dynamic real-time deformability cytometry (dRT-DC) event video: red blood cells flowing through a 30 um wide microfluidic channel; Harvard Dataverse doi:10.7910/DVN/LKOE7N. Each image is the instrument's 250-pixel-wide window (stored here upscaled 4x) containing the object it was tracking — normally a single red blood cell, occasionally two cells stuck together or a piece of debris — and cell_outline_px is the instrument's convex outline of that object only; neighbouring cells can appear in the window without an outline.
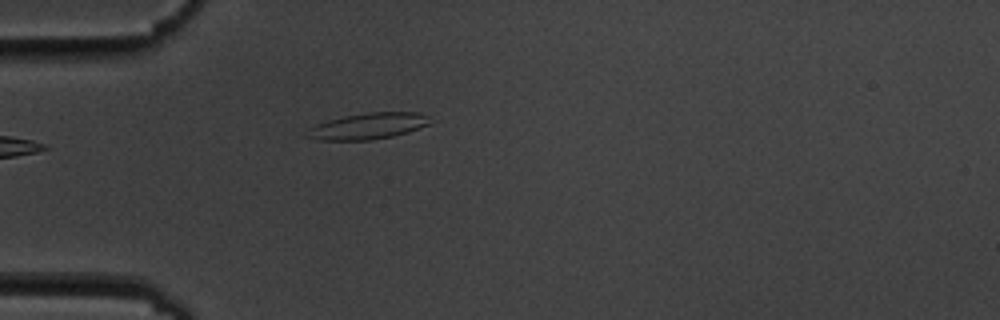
{"species": "common noctule bat (a hibernating species)", "species_latin": "Nyctalus noctula", "temperature_condition": "cold", "stored_images_in_passage": 2, "camera_frame_rate_fps": 3000, "um_per_image_px": 0.085, "animal": {"sex": "male", "body_mass_g": 19.5, "forearm_length_mm": 54.6}, "frame": {"image": 1, "passage_image": 2, "time_ms": 1.0, "image_size_px": [1000, 320], "cell_outline_px": [[428, 124], [420, 128], [408, 132], [392, 136], [372, 140], [316, 140], [304, 136], [308, 128], [316, 124], [328, 120], [344, 116], [368, 112], [420, 112], [428, 116]], "centroid_in_image_um": [31.24, 10.72], "position_along_channel_um": 53.8, "area_um2": 18.84}}